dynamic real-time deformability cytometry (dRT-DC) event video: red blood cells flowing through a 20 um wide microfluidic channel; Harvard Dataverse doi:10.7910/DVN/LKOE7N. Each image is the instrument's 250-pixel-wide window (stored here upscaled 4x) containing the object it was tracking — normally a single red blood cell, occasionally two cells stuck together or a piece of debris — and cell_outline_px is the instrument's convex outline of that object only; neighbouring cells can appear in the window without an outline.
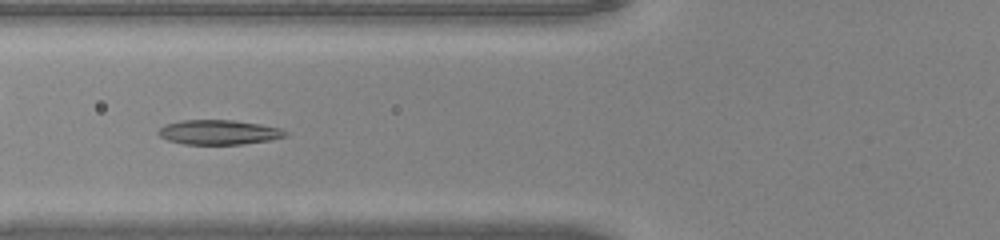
{"species": "common noctule bat (a hibernating species)", "species_latin": "Nyctalus noctula", "temperature_condition": "warm", "stored_images_in_passage": 49, "camera_frame_rate_fps": 3000, "um_per_image_px": 0.085, "animal": {"sex": "male", "body_mass_g": 20.0, "forearm_length_mm": 53.3}, "frame": {"image": 1, "passage_image": 19, "time_ms": 6.0, "image_size_px": [1000, 240], "cell_outline_px": [[288, 136], [272, 140], [244, 144], [184, 144], [168, 140], [160, 136], [156, 132], [164, 124], [180, 120], [232, 120], [260, 124], [280, 128], [288, 132]], "centroid_in_image_um": [18.61, 11.24], "position_along_channel_um": 107.2, "area_um2": 18.38}}
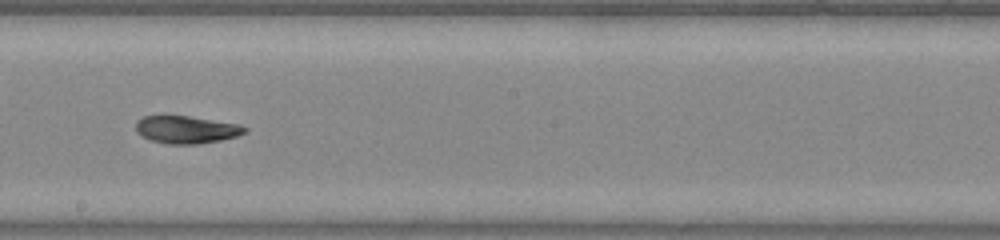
{"frame": {"image": 2, "passage_image": 28, "time_ms": 9.0, "image_size_px": [1000, 240], "cell_outline_px": [[248, 132], [236, 136], [220, 140], [196, 144], [168, 144], [152, 140], [140, 136], [136, 132], [136, 120], [144, 116], [160, 112], [188, 116], [240, 124], [248, 128]], "centroid_in_image_um": [15.78, 10.97], "position_along_channel_um": 232.4, "area_um2": 18.15}}
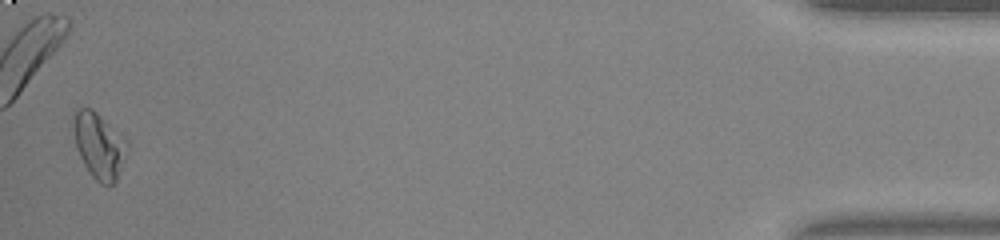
{"frame": {"image": 3, "passage_image": 48, "time_ms": 15.667, "image_size_px": [1000, 240], "cell_outline_px": [[128, 148], [116, 180], [108, 188], [100, 184], [88, 172], [76, 148], [72, 124], [72, 116], [76, 108], [92, 108], [124, 136], [128, 140]], "centroid_in_image_um": [8.41, 12.36], "position_along_channel_um": 426.8, "area_um2": 20.92}, "authors_computed_cell_mechanics": {"area_um2": 18.6694, "velocity_mm_per_s": 4.1828, "shape_relaxation_time_tau1_ms": 5.5282, "shape_relaxation_time_tau2_ms": 1.7978, "deformation_change_tau1": 0.1653, "deformation_change_tau2": 0.0629}}